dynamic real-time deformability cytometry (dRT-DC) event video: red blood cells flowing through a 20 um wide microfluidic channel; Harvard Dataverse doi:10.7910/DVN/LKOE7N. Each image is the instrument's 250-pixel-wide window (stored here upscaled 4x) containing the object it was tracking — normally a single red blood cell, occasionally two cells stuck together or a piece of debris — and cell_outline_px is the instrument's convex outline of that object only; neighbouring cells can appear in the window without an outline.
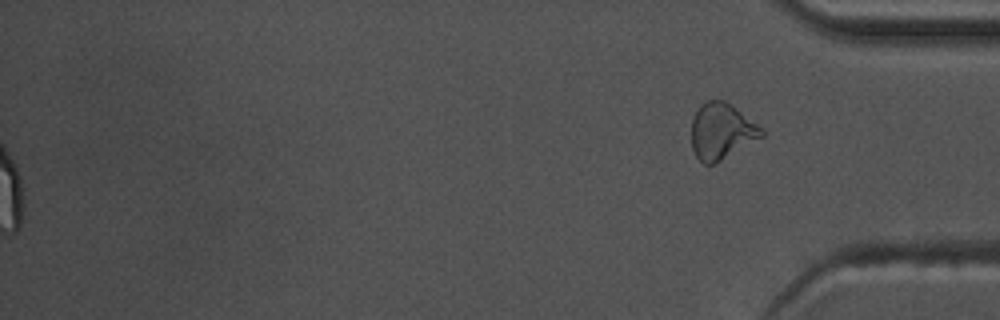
{"species": "common noctule bat (a hibernating species)", "species_latin": "Nyctalus noctula", "temperature_condition": "warm", "stored_images_in_passage": 56, "segment_of_instrument_passage": [2, 2], "camera_frame_rate_fps": 3000, "um_per_image_px": 0.085, "animal": {"sex": "male", "body_mass_g": 17.5, "forearm_length_mm": 52.3}, "frame": {"image": 1, "passage_image": 56, "time_ms": 18.333, "image_size_px": [1000, 320], "cell_outline_px": [[764, 136], [720, 160], [712, 164], [704, 164], [696, 156], [692, 148], [692, 120], [700, 104], [708, 100], [724, 100], [732, 104], [764, 128]], "centroid_in_image_um": [61.35, 11.12], "position_along_channel_um": 373.8, "area_um2": 22.89}}